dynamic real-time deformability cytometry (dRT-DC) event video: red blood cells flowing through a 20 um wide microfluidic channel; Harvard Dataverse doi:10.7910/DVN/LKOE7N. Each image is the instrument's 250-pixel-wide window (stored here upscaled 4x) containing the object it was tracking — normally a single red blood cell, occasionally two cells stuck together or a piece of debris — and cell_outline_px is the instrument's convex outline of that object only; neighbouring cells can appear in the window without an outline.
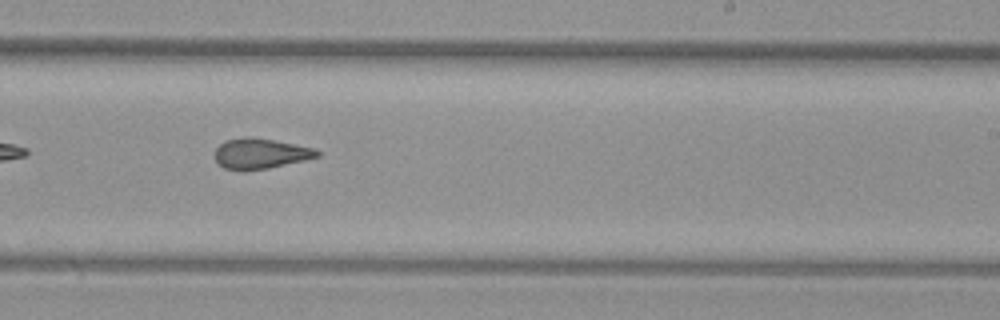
{"species": "common noctule bat (a hibernating species)", "species_latin": "Nyctalus noctula", "temperature_condition": "warm", "stored_images_in_passage": 35, "camera_frame_rate_fps": 3000, "um_per_image_px": 0.085, "animal": {"sex": "female", "body_mass_g": 29.2, "forearm_length_mm": 56.3}, "frame": {"image": 1, "passage_image": 16, "time_ms": 5.0, "image_size_px": [1000, 320], "cell_outline_px": [[320, 156], [304, 160], [268, 168], [244, 172], [240, 172], [224, 168], [212, 156], [212, 152], [224, 140], [244, 136], [252, 136], [316, 148], [320, 152]], "centroid_in_image_um": [22.07, 13.05], "position_along_channel_um": 266.9, "area_um2": 18.61}, "authors_computed_cell_mechanics": {"area_um2": 18.5538, "velocity_mm_per_s": 4.0282, "shape_relaxation_time_tau1_ms": null, "shape_relaxation_time_tau2_ms": 2.3012, "deformation_change_tau1": null, "deformation_change_tau2": 0.1061}}